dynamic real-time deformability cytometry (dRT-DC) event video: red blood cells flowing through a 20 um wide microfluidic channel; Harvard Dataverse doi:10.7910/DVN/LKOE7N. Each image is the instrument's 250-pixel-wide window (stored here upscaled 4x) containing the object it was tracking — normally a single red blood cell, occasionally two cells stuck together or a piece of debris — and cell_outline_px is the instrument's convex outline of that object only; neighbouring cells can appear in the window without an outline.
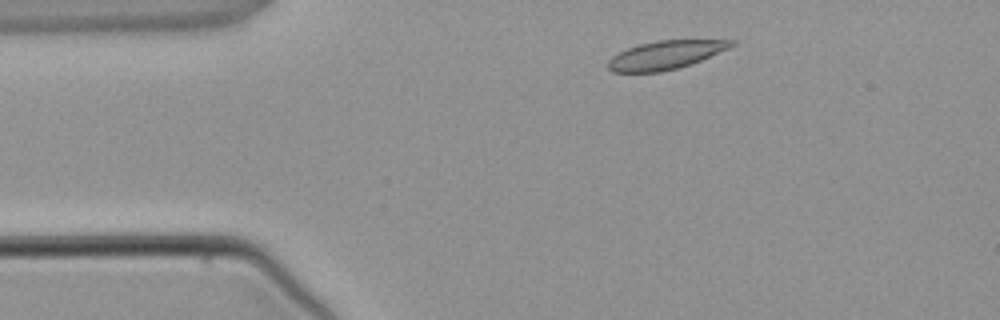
{"species": "common noctule bat (a hibernating species)", "species_latin": "Nyctalus noctula", "temperature_condition": "warm", "stored_images_in_passage": 2, "camera_frame_rate_fps": 3000, "um_per_image_px": 0.085, "animal": {"sex": "male", "body_mass_g": 21.5, "forearm_length_mm": 52.0}, "frame": {"image": 1, "passage_image": 1, "time_ms": 0.0, "image_size_px": [1000, 320], "cell_outline_px": [[736, 44], [728, 48], [700, 60], [676, 68], [660, 72], [612, 72], [608, 68], [608, 60], [612, 56], [628, 48], [640, 44], [656, 40], [736, 40]], "centroid_in_image_um": [56.54, 4.67], "position_along_channel_um": 28.5, "area_um2": 20.11}}